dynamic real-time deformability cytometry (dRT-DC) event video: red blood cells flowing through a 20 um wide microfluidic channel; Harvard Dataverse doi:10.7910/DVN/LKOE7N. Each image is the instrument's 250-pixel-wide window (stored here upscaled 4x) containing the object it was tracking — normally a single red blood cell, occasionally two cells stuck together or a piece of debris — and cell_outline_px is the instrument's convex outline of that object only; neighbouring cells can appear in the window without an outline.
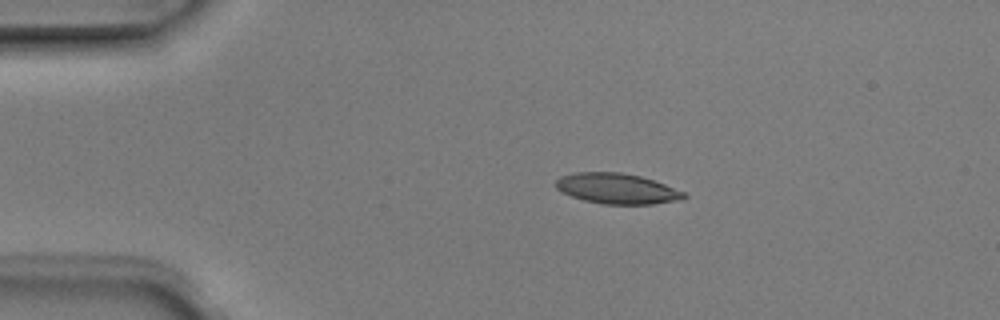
{"species": "Egyptian fruit bat (a non-hibernating species)", "species_latin": "Rousettus aegyptiacus", "temperature_condition": "room temperature", "stored_images_in_passage": 6, "camera_frame_rate_fps": 3000, "um_per_image_px": 0.085, "animal": {"sex": "male"}, "frame": {"image": 1, "passage_image": 2, "time_ms": 0.333, "image_size_px": [1000, 320], "cell_outline_px": [[688, 196], [680, 200], [652, 204], [604, 204], [584, 200], [572, 196], [556, 188], [556, 180], [560, 176], [576, 172], [620, 172], [640, 176], [664, 184], [684, 192]], "centroid_in_image_um": [52.44, 16.03], "position_along_channel_um": 32.6, "area_um2": 22.54}}
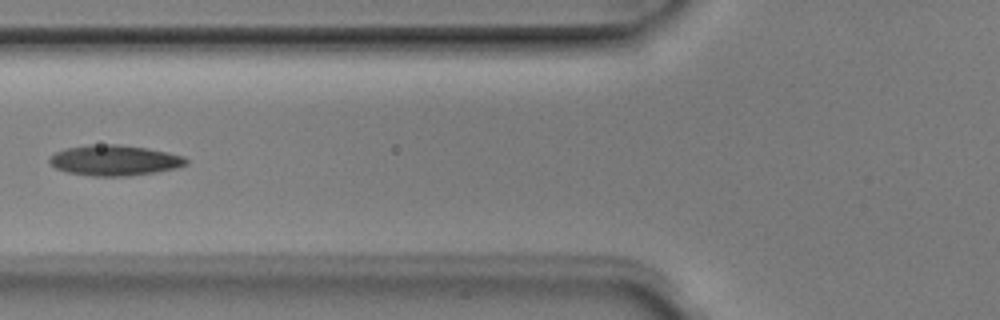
{"frame": {"image": 2, "passage_image": 5, "time_ms": 1.333, "image_size_px": [1000, 320], "cell_outline_px": [[188, 164], [176, 168], [156, 172], [128, 176], [92, 176], [68, 172], [56, 168], [48, 160], [56, 152], [64, 148], [88, 144], [120, 144], [148, 148], [168, 152], [184, 156], [188, 160]], "centroid_in_image_um": [9.76, 13.62], "position_along_channel_um": 116.0, "area_um2": 24.45}}
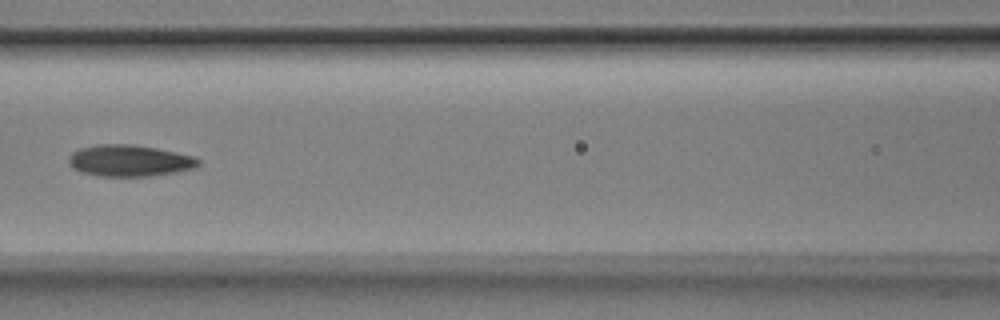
{"frame": {"image": 3, "passage_image": 6, "time_ms": 1.667, "image_size_px": [1000, 320], "cell_outline_px": [[200, 164], [196, 168], [176, 172], [152, 176], [96, 176], [80, 172], [72, 168], [68, 160], [68, 156], [72, 152], [80, 148], [96, 144], [128, 144], [156, 148], [196, 156], [200, 160]], "centroid_in_image_um": [11.01, 13.66], "position_along_channel_um": 155.6, "area_um2": 24.1}}